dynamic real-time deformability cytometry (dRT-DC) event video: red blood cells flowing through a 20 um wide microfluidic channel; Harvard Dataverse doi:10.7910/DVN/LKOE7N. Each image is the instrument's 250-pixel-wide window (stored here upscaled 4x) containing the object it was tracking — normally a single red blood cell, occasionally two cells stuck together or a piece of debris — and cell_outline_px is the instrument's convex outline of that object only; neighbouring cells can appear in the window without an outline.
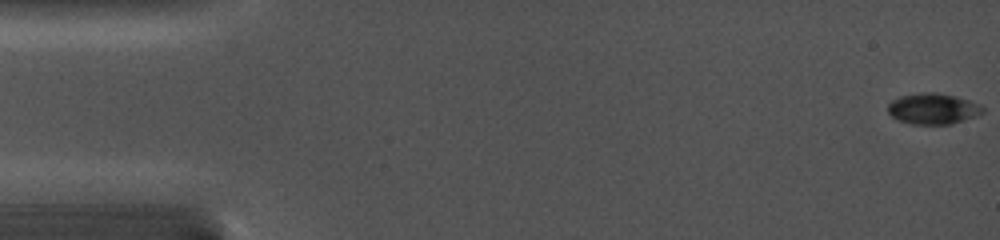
{"species": "common noctule bat (a hibernating species)", "species_latin": "Nyctalus noctula", "temperature_condition": "cold", "stored_images_in_passage": 8, "camera_frame_rate_fps": 5000, "um_per_image_px": 0.085, "animal": {"sex": "female", "body_mass_g": 19.0, "forearm_length_mm": 56.7}, "frame": {"image": 1, "passage_image": 1, "time_ms": 0.0, "image_size_px": [1000, 240], "cell_outline_px": [[984, 112], [976, 116], [952, 124], [912, 124], [900, 120], [892, 116], [888, 112], [888, 104], [892, 100], [900, 96], [924, 92], [936, 92], [956, 96], [980, 104], [984, 108]], "centroid_in_image_um": [79.32, 9.23], "position_along_channel_um": 5.7, "area_um2": 17.05}}
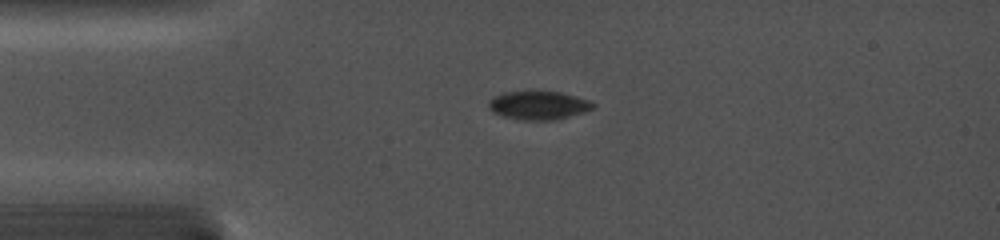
{"frame": {"image": 2, "passage_image": 6, "time_ms": 3.8, "image_size_px": [1000, 240], "cell_outline_px": [[596, 108], [584, 112], [556, 120], [516, 120], [492, 112], [488, 108], [488, 100], [492, 96], [504, 92], [560, 92], [588, 100], [596, 104]], "centroid_in_image_um": [45.75, 8.97], "position_along_channel_um": 39.3, "area_um2": 17.46}}
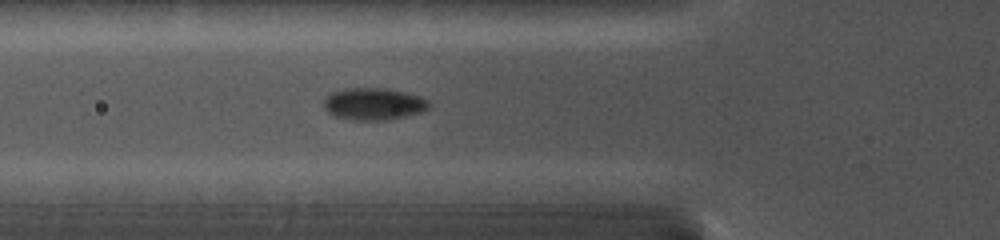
{"frame": {"image": 3, "passage_image": 8, "time_ms": 5.8, "image_size_px": [1000, 240], "cell_outline_px": [[432, 104], [428, 108], [420, 112], [388, 120], [352, 120], [332, 116], [324, 108], [324, 100], [332, 92], [344, 88], [384, 88], [404, 92], [420, 96], [428, 100]], "centroid_in_image_um": [31.75, 8.84], "position_along_channel_um": 94.1, "area_um2": 19.71}}